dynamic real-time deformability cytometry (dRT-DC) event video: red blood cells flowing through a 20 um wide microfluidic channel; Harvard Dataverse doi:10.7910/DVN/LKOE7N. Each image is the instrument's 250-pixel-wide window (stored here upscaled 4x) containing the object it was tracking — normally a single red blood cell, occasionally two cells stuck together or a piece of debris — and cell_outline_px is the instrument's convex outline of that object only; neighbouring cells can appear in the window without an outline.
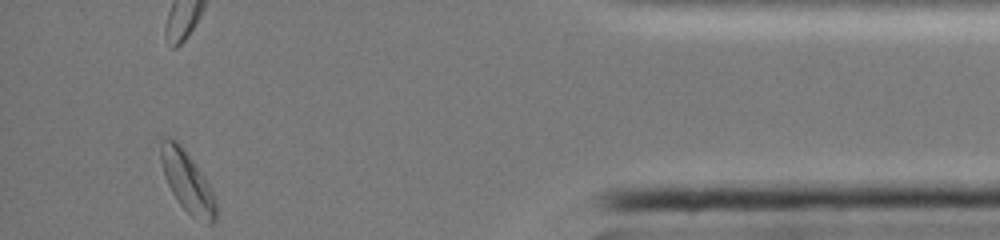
{"species": "common noctule bat (a hibernating species)", "species_latin": "Nyctalus noctula", "temperature_condition": "cold", "stored_images_in_passage": 43, "camera_frame_rate_fps": 3000, "um_per_image_px": 0.085, "animal": {"sex": "female", "body_mass_g": 19.0, "forearm_length_mm": 51.5}, "frame": {"image": 1, "passage_image": 43, "time_ms": 14.0, "image_size_px": [1000, 240], "cell_outline_px": [[216, 220], [212, 224], [208, 224], [192, 216], [180, 204], [172, 192], [168, 184], [160, 160], [160, 140], [164, 136], [176, 140], [184, 148], [208, 184], [216, 200]], "centroid_in_image_um": [15.91, 15.43], "position_along_channel_um": 419.3, "area_um2": 19.19}}